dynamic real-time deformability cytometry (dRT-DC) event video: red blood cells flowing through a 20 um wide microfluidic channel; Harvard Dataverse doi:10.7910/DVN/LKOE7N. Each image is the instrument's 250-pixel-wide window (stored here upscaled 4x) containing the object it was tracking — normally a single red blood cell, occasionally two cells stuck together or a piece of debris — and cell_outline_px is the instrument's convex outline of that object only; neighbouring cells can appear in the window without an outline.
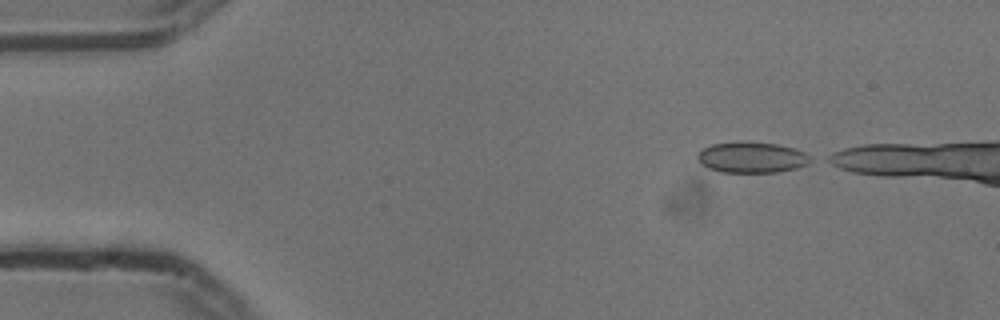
{"species": "common noctule bat (a hibernating species)", "species_latin": "Nyctalus noctula", "temperature_condition": "cold", "stored_images_in_passage": 6, "camera_frame_rate_fps": 3000, "um_per_image_px": 0.085, "animal": {"sex": "male", "body_mass_g": 13.3}, "frame": {"image": 1, "passage_image": 1, "time_ms": 0.0, "image_size_px": [1000, 320], "cell_outline_px": [[816, 160], [808, 164], [796, 168], [780, 172], [720, 172], [708, 168], [700, 164], [696, 156], [700, 148], [712, 144], [740, 140], [744, 140], [776, 144], [792, 148], [804, 152], [812, 156]], "centroid_in_image_um": [63.89, 13.36], "position_along_channel_um": 21.1, "area_um2": 20.92}}